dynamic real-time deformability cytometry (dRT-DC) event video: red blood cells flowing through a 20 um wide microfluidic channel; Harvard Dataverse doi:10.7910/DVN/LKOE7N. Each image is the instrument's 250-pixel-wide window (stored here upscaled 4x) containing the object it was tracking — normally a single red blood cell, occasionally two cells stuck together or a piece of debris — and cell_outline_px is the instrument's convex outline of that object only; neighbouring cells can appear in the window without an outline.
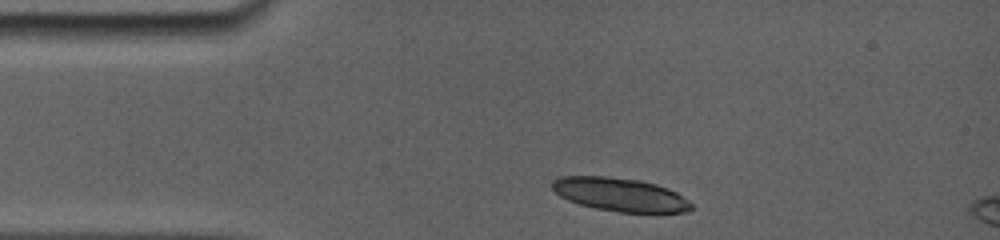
{"species": "common noctule bat (a hibernating species)", "species_latin": "Nyctalus noctula", "temperature_condition": "room temperature", "stored_images_in_passage": 1, "camera_frame_rate_fps": 5000, "um_per_image_px": 0.085, "animal": {"sex": "female", "body_mass_g": 19.0, "forearm_length_mm": 56.7}, "frame": {"image": 1, "passage_image": 1, "time_ms": 0.0, "image_size_px": [1000, 240], "cell_outline_px": [[692, 208], [688, 212], [620, 212], [596, 208], [580, 204], [568, 200], [560, 196], [552, 188], [552, 180], [560, 176], [604, 176], [640, 180], [656, 184], [668, 188], [676, 192], [688, 200], [692, 204]], "centroid_in_image_um": [52.7, 16.53], "position_along_channel_um": 32.3, "area_um2": 26.99}}